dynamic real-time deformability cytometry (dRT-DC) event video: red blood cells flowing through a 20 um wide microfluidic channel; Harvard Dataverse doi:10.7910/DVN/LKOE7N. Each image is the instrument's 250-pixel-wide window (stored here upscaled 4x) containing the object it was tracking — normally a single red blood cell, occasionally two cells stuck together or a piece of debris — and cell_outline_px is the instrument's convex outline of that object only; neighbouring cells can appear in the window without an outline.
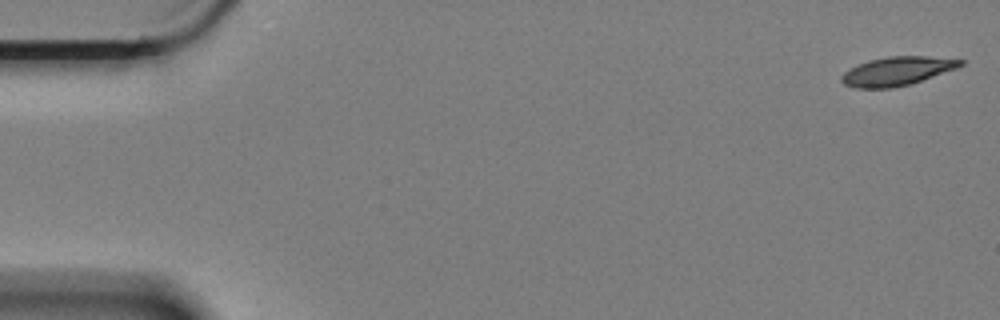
{"species": "Egyptian fruit bat (a non-hibernating species)", "species_latin": "Rousettus aegyptiacus", "temperature_condition": "cold", "stored_images_in_passage": 15, "camera_frame_rate_fps": 3000, "um_per_image_px": 0.085, "animal": {"sex": "female"}, "frame": {"image": 1, "passage_image": 1, "time_ms": 0.0, "image_size_px": [1000, 320], "cell_outline_px": [[964, 64], [956, 68], [908, 84], [892, 88], [856, 88], [844, 84], [840, 80], [840, 76], [844, 72], [868, 60], [888, 56], [924, 56], [964, 60]], "centroid_in_image_um": [76.21, 6.04], "position_along_channel_um": 8.8, "area_um2": 19.54}}
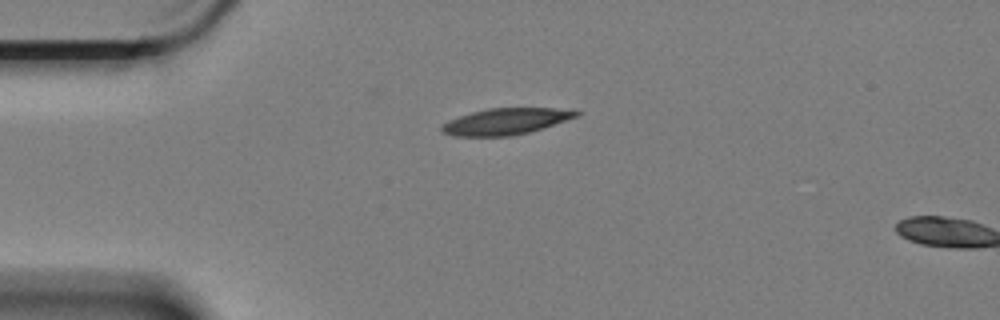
{"frame": {"image": 2, "passage_image": 14, "time_ms": 4.333, "image_size_px": [1000, 320], "cell_outline_px": [[580, 112], [576, 116], [528, 132], [508, 136], [456, 136], [444, 132], [440, 128], [448, 120], [472, 112], [488, 108], [552, 108]], "centroid_in_image_um": [42.9, 10.32], "position_along_channel_um": 42.1, "area_um2": 19.94}}